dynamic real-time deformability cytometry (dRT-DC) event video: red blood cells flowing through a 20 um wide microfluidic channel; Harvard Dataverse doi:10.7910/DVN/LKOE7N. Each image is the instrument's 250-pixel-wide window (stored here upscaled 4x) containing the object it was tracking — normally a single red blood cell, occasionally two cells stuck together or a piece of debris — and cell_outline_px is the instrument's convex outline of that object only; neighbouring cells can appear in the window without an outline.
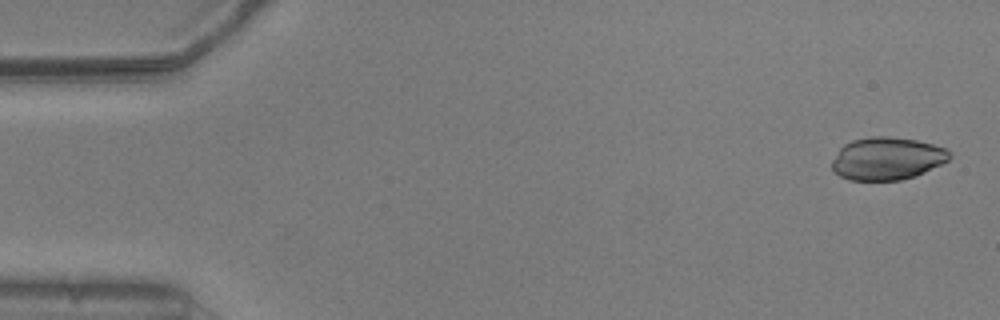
{"species": "common noctule bat (a hibernating species)", "species_latin": "Nyctalus noctula", "temperature_condition": "warm", "stored_images_in_passage": 53, "camera_frame_rate_fps": 3000, "um_per_image_px": 0.085, "animal": {"sex": "male", "body_mass_g": 20.5, "forearm_length_mm": 52.5}, "frame": {"image": 1, "passage_image": 2, "time_ms": 0.333, "image_size_px": [1000, 320], "cell_outline_px": [[952, 156], [948, 160], [916, 176], [900, 180], [848, 180], [832, 172], [832, 160], [840, 148], [844, 144], [852, 140], [872, 136], [888, 136], [916, 140], [932, 144], [944, 148]], "centroid_in_image_um": [75.36, 13.48], "position_along_channel_um": 9.6, "area_um2": 29.19}}
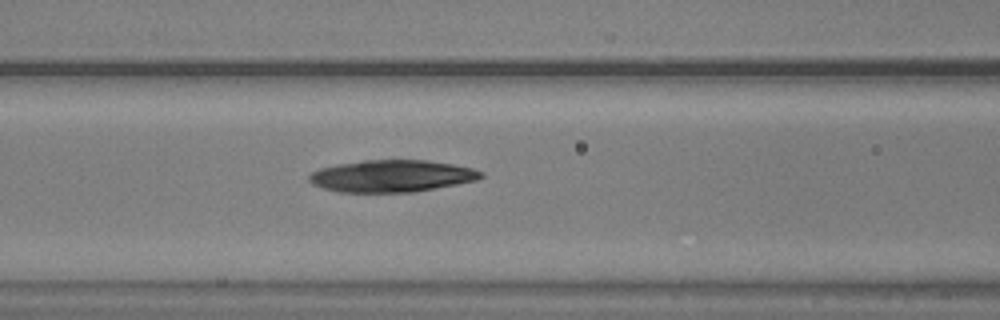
{"frame": {"image": 2, "passage_image": 22, "time_ms": 7.0, "image_size_px": [1000, 320], "cell_outline_px": [[484, 176], [476, 180], [456, 184], [412, 192], [340, 192], [324, 188], [312, 184], [308, 180], [308, 176], [312, 172], [320, 168], [336, 164], [364, 160], [428, 160], [452, 164], [472, 168], [484, 172]], "centroid_in_image_um": [33.28, 14.95], "position_along_channel_um": 133.3, "area_um2": 31.96}}
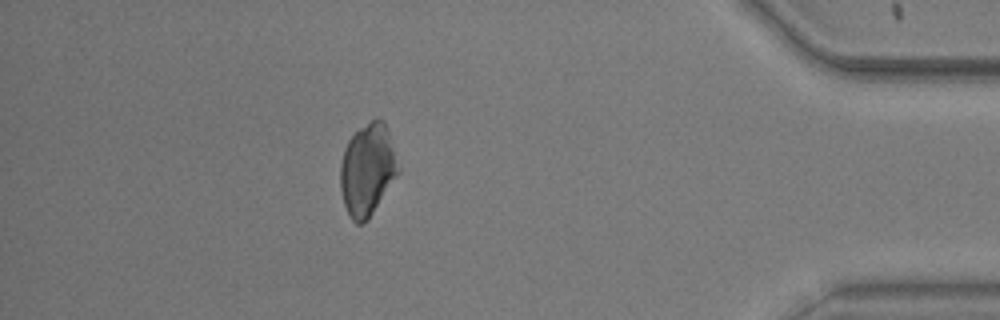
{"frame": {"image": 3, "passage_image": 47, "time_ms": 15.333, "image_size_px": [1000, 320], "cell_outline_px": [[400, 172], [368, 220], [364, 224], [356, 224], [348, 216], [344, 204], [340, 188], [340, 164], [344, 148], [348, 140], [360, 128], [376, 116], [384, 120], [400, 168]], "centroid_in_image_um": [31.23, 14.44], "position_along_channel_um": 404.0, "area_um2": 31.27}}